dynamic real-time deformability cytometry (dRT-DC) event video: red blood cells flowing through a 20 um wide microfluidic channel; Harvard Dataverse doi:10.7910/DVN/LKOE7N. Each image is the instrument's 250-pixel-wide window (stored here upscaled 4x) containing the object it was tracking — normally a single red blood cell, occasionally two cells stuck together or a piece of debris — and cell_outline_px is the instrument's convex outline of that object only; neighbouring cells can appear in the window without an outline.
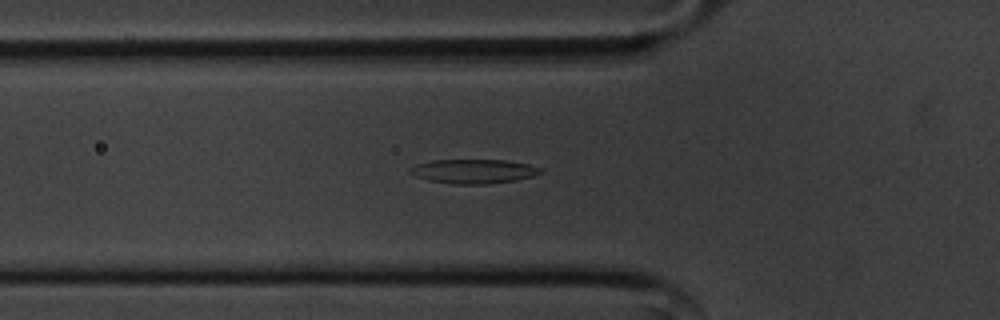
{"species": "common noctule bat (a hibernating species)", "species_latin": "Nyctalus noctula", "temperature_condition": "cold", "stored_images_in_passage": 55, "camera_frame_rate_fps": 3000, "um_per_image_px": 0.085, "animal": {"sex": "male", "body_mass_g": 20.1, "forearm_length_mm": 53.5}, "frame": {"image": 1, "passage_image": 18, "time_ms": 5.667, "image_size_px": [1000, 320], "cell_outline_px": [[544, 172], [532, 176], [516, 180], [488, 184], [452, 184], [428, 180], [416, 176], [408, 172], [408, 168], [416, 164], [432, 160], [504, 160], [528, 164], [544, 168]], "centroid_in_image_um": [40.26, 14.56], "position_along_channel_um": 85.5, "area_um2": 18.55}}
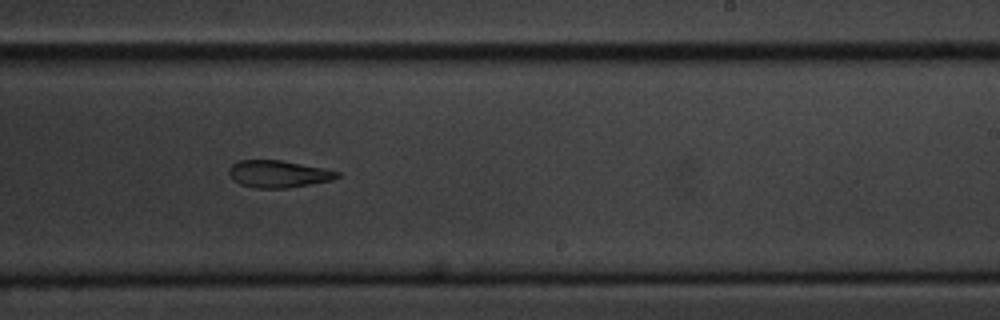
{"frame": {"image": 2, "passage_image": 33, "time_ms": 10.667, "image_size_px": [1000, 320], "cell_outline_px": [[340, 176], [332, 180], [284, 188], [256, 188], [240, 184], [232, 180], [228, 172], [228, 168], [232, 164], [240, 160], [280, 160], [324, 168], [340, 172]], "centroid_in_image_um": [23.63, 14.78], "position_along_channel_um": 265.4, "area_um2": 17.05}}
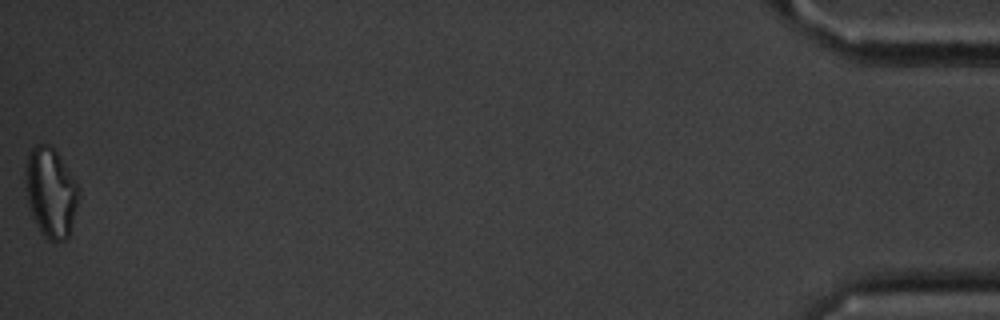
{"frame": {"image": 3, "passage_image": 55, "time_ms": 18.0, "image_size_px": [1000, 320], "cell_outline_px": [[80, 192], [68, 236], [64, 240], [52, 244], [40, 232], [32, 216], [28, 204], [24, 172], [24, 168], [28, 152], [36, 144], [48, 144], [60, 156], [76, 180], [80, 188]], "centroid_in_image_um": [4.3, 16.35], "position_along_channel_um": 430.9, "area_um2": 28.09}}